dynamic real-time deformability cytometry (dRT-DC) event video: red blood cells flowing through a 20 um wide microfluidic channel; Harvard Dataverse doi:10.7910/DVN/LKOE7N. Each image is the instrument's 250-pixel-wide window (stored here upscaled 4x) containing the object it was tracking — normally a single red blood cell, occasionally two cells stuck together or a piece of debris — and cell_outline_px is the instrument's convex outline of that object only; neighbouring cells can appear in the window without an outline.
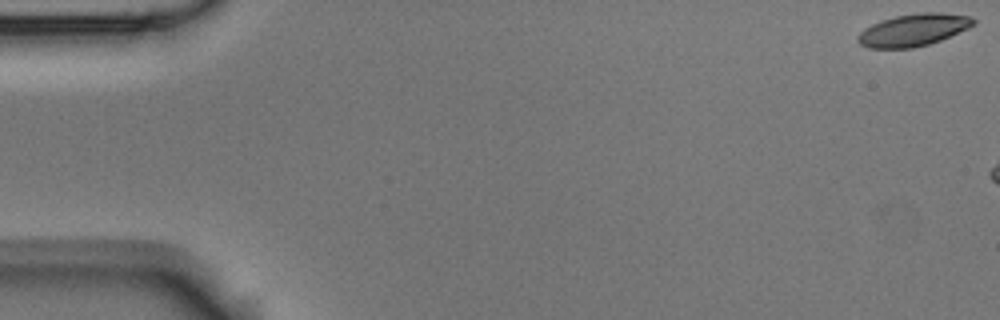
{"species": "Egyptian fruit bat (a non-hibernating species)", "species_latin": "Rousettus aegyptiacus", "temperature_condition": "room temperature", "stored_images_in_passage": 8, "camera_frame_rate_fps": 3000, "um_per_image_px": 0.085, "animal": {"sex": "male"}, "frame": {"image": 1, "passage_image": 1, "time_ms": 0.0, "image_size_px": [1000, 320], "cell_outline_px": [[976, 20], [968, 28], [940, 40], [928, 44], [912, 48], [868, 48], [860, 44], [856, 40], [856, 36], [860, 32], [872, 24], [896, 16], [920, 12], [940, 12], [972, 16]], "centroid_in_image_um": [77.63, 2.55], "position_along_channel_um": 7.4, "area_um2": 21.56}}
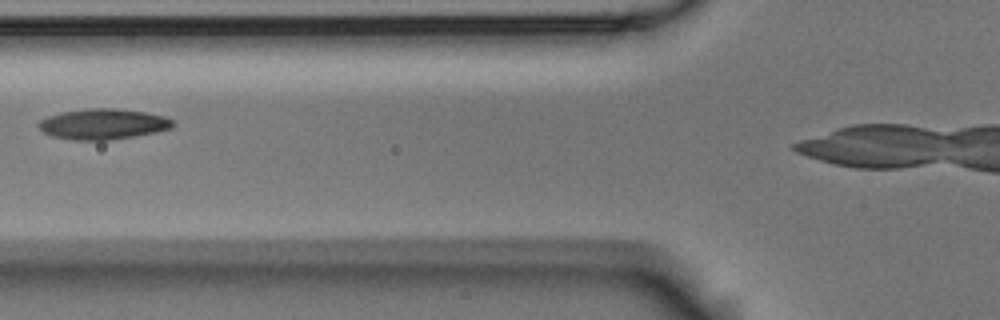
{"frame": {"image": 2, "passage_image": 7, "time_ms": 2.0, "image_size_px": [1000, 320], "cell_outline_px": [[176, 124], [172, 128], [156, 132], [108, 140], [72, 140], [52, 136], [44, 132], [36, 124], [40, 120], [48, 116], [64, 112], [88, 108], [116, 108], [144, 112], [164, 116], [172, 120]], "centroid_in_image_um": [8.76, 10.54], "position_along_channel_um": 117.0, "area_um2": 23.81}}
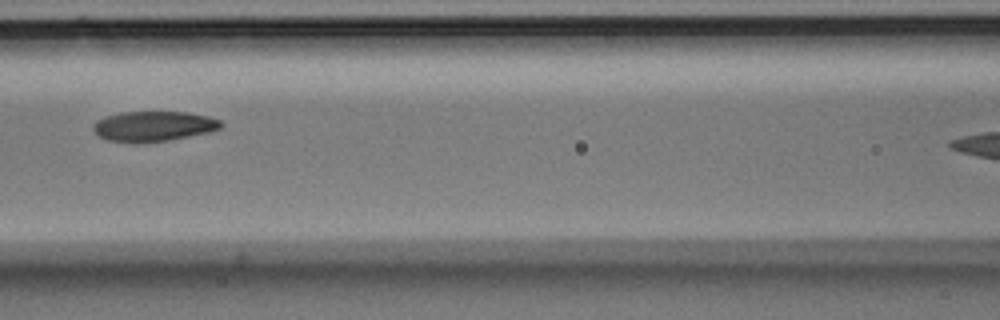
{"frame": {"image": 3, "passage_image": 8, "time_ms": 2.333, "image_size_px": [1000, 320], "cell_outline_px": [[224, 124], [220, 128], [208, 132], [168, 140], [136, 144], [132, 144], [108, 140], [100, 136], [92, 128], [92, 124], [96, 120], [120, 112], [188, 112], [208, 116], [220, 120]], "centroid_in_image_um": [13.03, 10.74], "position_along_channel_um": 153.6, "area_um2": 22.54}}